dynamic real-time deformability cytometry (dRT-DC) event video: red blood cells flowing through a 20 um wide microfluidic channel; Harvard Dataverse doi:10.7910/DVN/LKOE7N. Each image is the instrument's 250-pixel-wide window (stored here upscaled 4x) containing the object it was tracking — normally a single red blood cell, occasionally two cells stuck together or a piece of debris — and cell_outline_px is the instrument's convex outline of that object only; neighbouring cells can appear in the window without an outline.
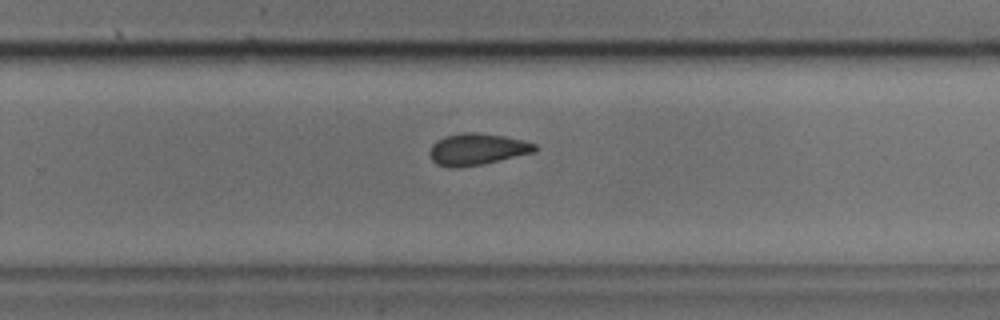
{"species": "common noctule bat (a hibernating species)", "species_latin": "Nyctalus noctula", "temperature_condition": "cold", "stored_images_in_passage": 26, "camera_frame_rate_fps": 3000, "um_per_image_px": 0.085, "animal": {"sex": "male", "body_mass_g": 17.9, "forearm_length_mm": 54.2}, "frame": {"image": 1, "passage_image": 15, "time_ms": 4.667, "image_size_px": [1000, 320], "cell_outline_px": [[536, 152], [484, 164], [460, 168], [448, 168], [436, 164], [432, 160], [428, 152], [432, 144], [436, 140], [444, 136], [464, 132], [476, 132], [504, 136], [524, 140], [536, 144]], "centroid_in_image_um": [40.53, 12.69], "position_along_channel_um": 289.3, "area_um2": 19.77}}
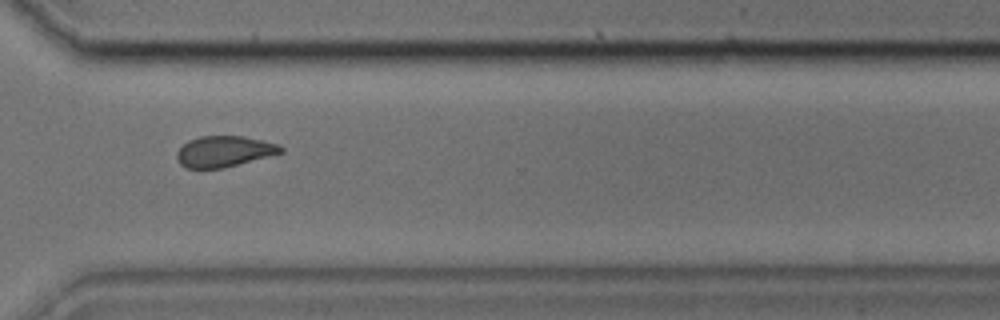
{"frame": {"image": 2, "passage_image": 19, "time_ms": 6.0, "image_size_px": [1000, 320], "cell_outline_px": [[284, 152], [224, 168], [184, 168], [180, 164], [176, 156], [176, 152], [188, 140], [200, 136], [244, 136], [280, 144], [284, 148]], "centroid_in_image_um": [19.06, 12.87], "position_along_channel_um": 351.5, "area_um2": 18.84}}
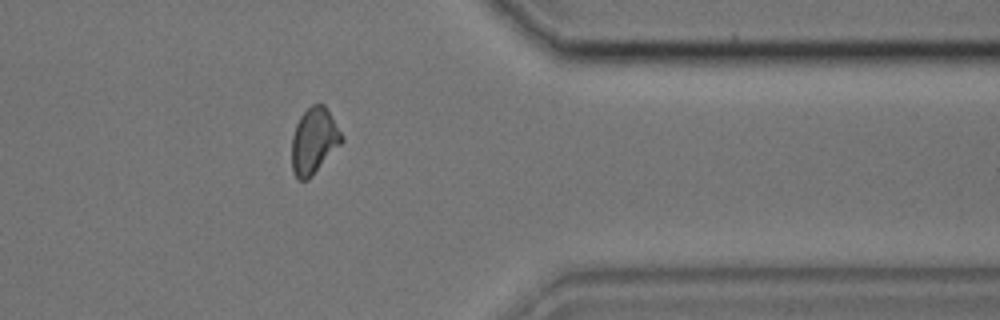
{"frame": {"image": 3, "passage_image": 22, "time_ms": 7.0, "image_size_px": [1000, 320], "cell_outline_px": [[344, 140], [312, 176], [308, 180], [296, 180], [292, 172], [292, 136], [296, 124], [300, 116], [312, 104], [324, 104], [344, 136]], "centroid_in_image_um": [26.68, 11.99], "position_along_channel_um": 384.7, "area_um2": 19.25}}